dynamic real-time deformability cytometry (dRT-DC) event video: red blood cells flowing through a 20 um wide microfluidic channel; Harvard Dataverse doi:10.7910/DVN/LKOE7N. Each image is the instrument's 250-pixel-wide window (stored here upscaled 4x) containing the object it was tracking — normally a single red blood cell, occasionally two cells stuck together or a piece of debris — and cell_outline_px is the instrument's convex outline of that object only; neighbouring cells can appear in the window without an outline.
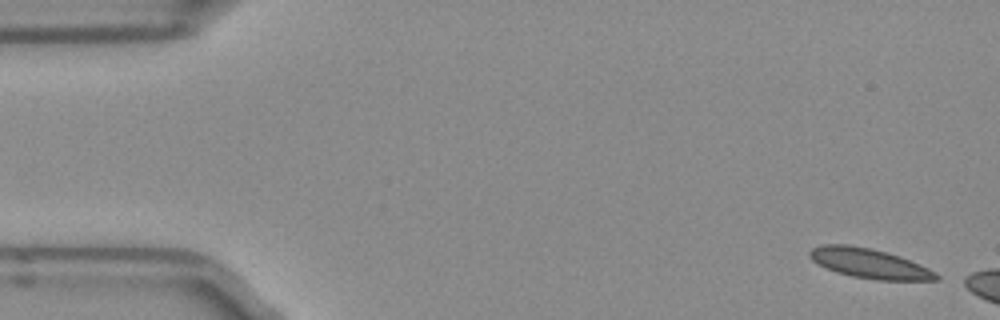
{"species": "Egyptian fruit bat (a non-hibernating species)", "species_latin": "Rousettus aegyptiacus", "temperature_condition": "room temperature", "stored_images_in_passage": 4, "camera_frame_rate_fps": 3000, "um_per_image_px": 0.085, "frame": {"image": 1, "passage_image": 1, "time_ms": 0.0, "image_size_px": [1000, 320], "cell_outline_px": [[940, 280], [880, 280], [852, 276], [836, 272], [812, 260], [808, 256], [808, 252], [812, 248], [824, 244], [848, 244], [872, 248], [900, 256], [920, 264], [936, 272], [940, 276]], "centroid_in_image_um": [73.91, 22.38], "position_along_channel_um": 11.1, "area_um2": 21.91}}